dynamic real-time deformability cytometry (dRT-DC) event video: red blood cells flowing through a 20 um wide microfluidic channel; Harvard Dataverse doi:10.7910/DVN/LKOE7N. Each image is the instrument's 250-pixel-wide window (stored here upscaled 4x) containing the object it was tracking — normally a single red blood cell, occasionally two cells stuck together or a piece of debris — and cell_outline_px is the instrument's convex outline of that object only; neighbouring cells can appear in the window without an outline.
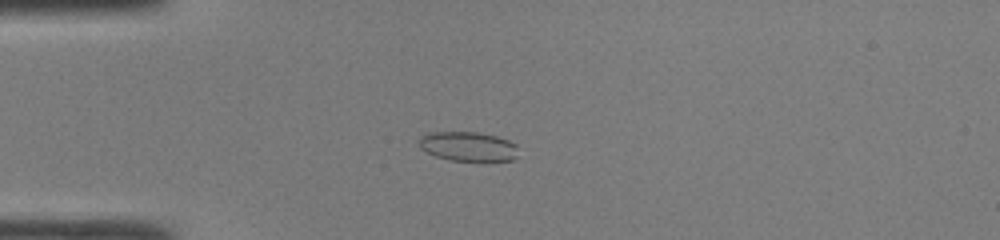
{"species": "common noctule bat (a hibernating species)", "species_latin": "Nyctalus noctula", "temperature_condition": "room temperature", "stored_images_in_passage": 47, "camera_frame_rate_fps": 3000, "um_per_image_px": 0.085, "animal": {"sex": "male", "body_mass_g": 19.0, "forearm_length_mm": 50.8}, "frame": {"image": 1, "passage_image": 12, "time_ms": 3.667, "image_size_px": [1000, 240], "cell_outline_px": [[516, 156], [512, 160], [488, 164], [484, 164], [452, 160], [436, 156], [420, 148], [420, 136], [428, 132], [476, 132], [496, 136], [508, 140], [516, 144]], "centroid_in_image_um": [39.83, 12.49], "position_along_channel_um": 45.2, "area_um2": 17.63}}
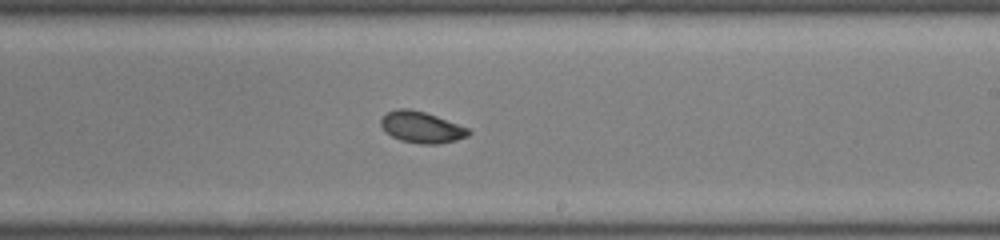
{"frame": {"image": 2, "passage_image": 28, "time_ms": 9.0, "image_size_px": [1000, 240], "cell_outline_px": [[472, 132], [468, 136], [456, 140], [436, 144], [420, 144], [400, 140], [392, 136], [380, 124], [380, 116], [396, 108], [408, 108], [424, 112], [436, 116], [468, 128]], "centroid_in_image_um": [35.81, 10.81], "position_along_channel_um": 253.2, "area_um2": 15.9}}
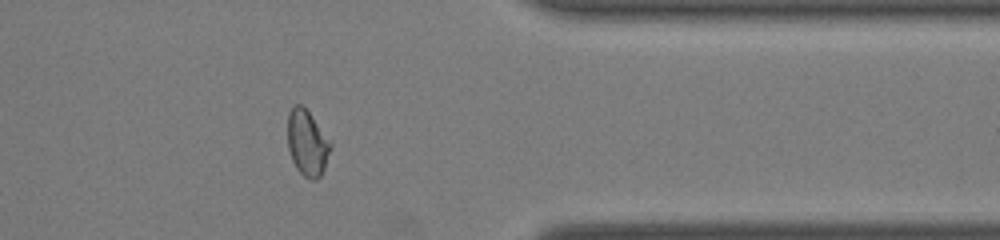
{"frame": {"image": 3, "passage_image": 38, "time_ms": 12.333, "image_size_px": [1000, 240], "cell_outline_px": [[332, 148], [324, 168], [320, 176], [316, 180], [312, 180], [304, 176], [296, 168], [292, 160], [288, 148], [288, 112], [296, 104], [300, 104], [308, 112], [332, 144]], "centroid_in_image_um": [26.11, 12.18], "position_along_channel_um": 385.3, "area_um2": 16.18}, "authors_computed_cell_mechanics": {"area_um2": 17.2822, "velocity_mm_per_s": 4.3077, "shape_relaxation_time_tau1_ms": null, "shape_relaxation_time_tau2_ms": 1.1429, "deformation_change_tau1": null, "deformation_change_tau2": 0.053}}